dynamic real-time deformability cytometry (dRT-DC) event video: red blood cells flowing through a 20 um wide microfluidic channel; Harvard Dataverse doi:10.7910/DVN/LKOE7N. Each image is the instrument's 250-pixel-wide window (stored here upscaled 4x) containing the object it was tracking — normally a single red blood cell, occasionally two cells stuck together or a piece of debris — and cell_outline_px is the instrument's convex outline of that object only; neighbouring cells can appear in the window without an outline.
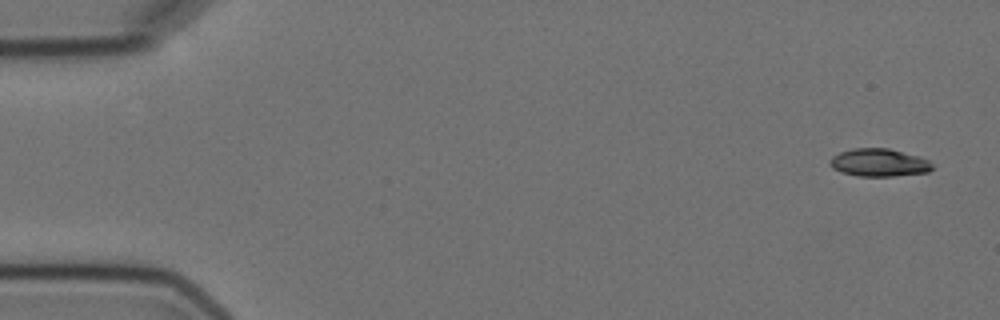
{"species": "Egyptian fruit bat (a non-hibernating species)", "species_latin": "Rousettus aegyptiacus", "temperature_condition": "cold", "stored_images_in_passage": 5, "camera_frame_rate_fps": 3000, "um_per_image_px": 0.085, "animal": {"sex": "female"}, "frame": {"image": 1, "passage_image": 1, "time_ms": 0.0, "image_size_px": [1000, 320], "cell_outline_px": [[932, 168], [928, 172], [892, 176], [860, 176], [840, 172], [832, 168], [828, 160], [832, 156], [840, 152], [852, 148], [888, 148], [920, 156], [928, 160], [932, 164]], "centroid_in_image_um": [74.69, 13.81], "position_along_channel_um": 10.3, "area_um2": 16.65}}
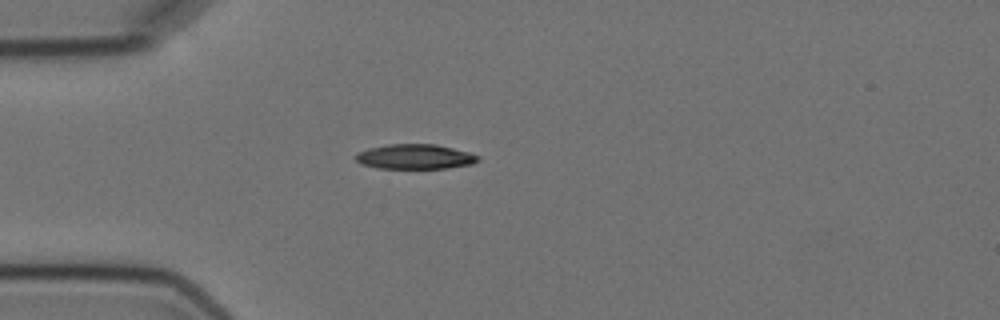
{"frame": {"image": 2, "passage_image": 4, "time_ms": 4.333, "image_size_px": [1000, 320], "cell_outline_px": [[480, 160], [472, 164], [448, 168], [376, 168], [360, 164], [352, 156], [356, 152], [368, 148], [388, 144], [436, 144], [468, 152], [480, 156]], "centroid_in_image_um": [35.23, 13.31], "position_along_channel_um": 49.8, "area_um2": 17.92}}